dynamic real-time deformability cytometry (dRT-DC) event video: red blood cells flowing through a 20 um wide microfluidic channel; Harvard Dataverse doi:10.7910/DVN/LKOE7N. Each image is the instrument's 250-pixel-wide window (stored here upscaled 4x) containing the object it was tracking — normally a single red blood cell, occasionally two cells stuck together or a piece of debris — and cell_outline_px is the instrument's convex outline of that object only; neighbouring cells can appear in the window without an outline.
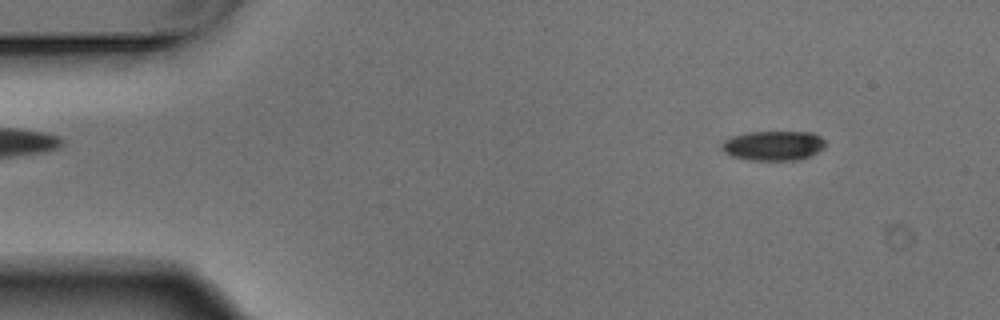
{"species": "Egyptian fruit bat (a non-hibernating species)", "species_latin": "Rousettus aegyptiacus", "temperature_condition": "warm", "stored_images_in_passage": 6, "camera_frame_rate_fps": 3000, "um_per_image_px": 0.085, "animal": {"sex": "male"}, "frame": {"image": 1, "passage_image": 1, "time_ms": 0.0, "image_size_px": [1000, 320], "cell_outline_px": [[824, 148], [800, 160], [752, 160], [732, 156], [724, 152], [720, 144], [724, 140], [732, 136], [748, 132], [812, 132], [820, 136], [824, 140]], "centroid_in_image_um": [65.72, 12.37], "position_along_channel_um": 19.3, "area_um2": 17.86}}
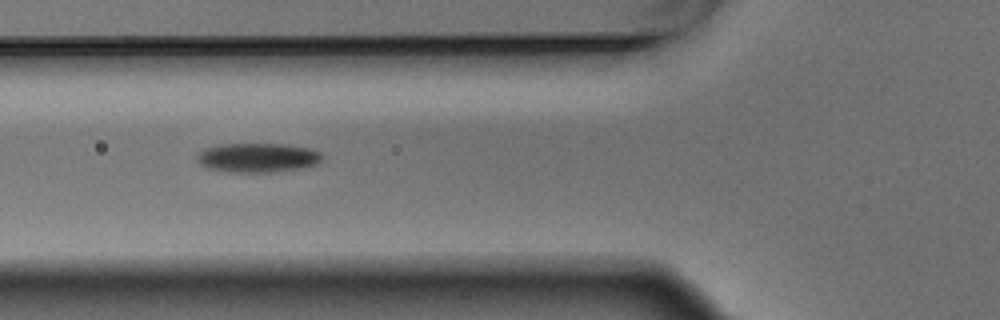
{"frame": {"image": 2, "passage_image": 5, "time_ms": 1.333, "image_size_px": [1000, 320], "cell_outline_px": [[324, 156], [316, 164], [300, 168], [272, 172], [232, 172], [208, 168], [200, 164], [196, 156], [204, 148], [224, 144], [284, 144], [308, 148], [320, 152]], "centroid_in_image_um": [21.9, 13.4], "position_along_channel_um": 103.9, "area_um2": 21.15}}
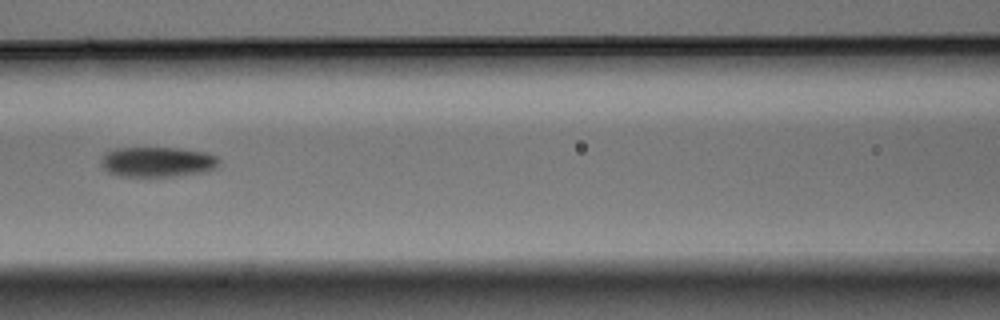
{"frame": {"image": 3, "passage_image": 6, "time_ms": 1.667, "image_size_px": [1000, 320], "cell_outline_px": [[220, 160], [212, 168], [200, 172], [168, 176], [124, 176], [108, 172], [100, 164], [100, 160], [104, 152], [116, 148], [180, 148], [208, 152], [216, 156]], "centroid_in_image_um": [13.32, 13.74], "position_along_channel_um": 153.3, "area_um2": 20.46}}